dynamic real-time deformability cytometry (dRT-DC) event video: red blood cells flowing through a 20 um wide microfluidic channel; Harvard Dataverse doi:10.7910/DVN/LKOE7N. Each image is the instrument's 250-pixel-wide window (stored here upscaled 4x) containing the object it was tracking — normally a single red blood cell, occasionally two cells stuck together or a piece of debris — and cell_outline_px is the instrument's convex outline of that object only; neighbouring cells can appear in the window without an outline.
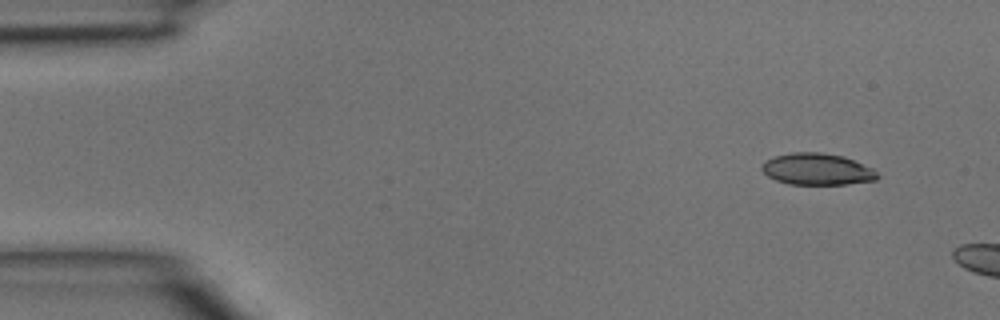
{"species": "common noctule bat (a hibernating species)", "species_latin": "Nyctalus noctula", "temperature_condition": "room temperature", "stored_images_in_passage": 3, "camera_frame_rate_fps": 3000, "um_per_image_px": 0.085, "animal": {"sex": "male", "body_mass_g": 15.6}, "frame": {"image": 1, "passage_image": 1, "time_ms": 0.0, "image_size_px": [1000, 320], "cell_outline_px": [[880, 176], [876, 180], [848, 184], [788, 184], [776, 180], [768, 176], [760, 168], [772, 156], [792, 152], [820, 152], [844, 156], [872, 168]], "centroid_in_image_um": [69.46, 14.38], "position_along_channel_um": 15.5, "area_um2": 21.27}}